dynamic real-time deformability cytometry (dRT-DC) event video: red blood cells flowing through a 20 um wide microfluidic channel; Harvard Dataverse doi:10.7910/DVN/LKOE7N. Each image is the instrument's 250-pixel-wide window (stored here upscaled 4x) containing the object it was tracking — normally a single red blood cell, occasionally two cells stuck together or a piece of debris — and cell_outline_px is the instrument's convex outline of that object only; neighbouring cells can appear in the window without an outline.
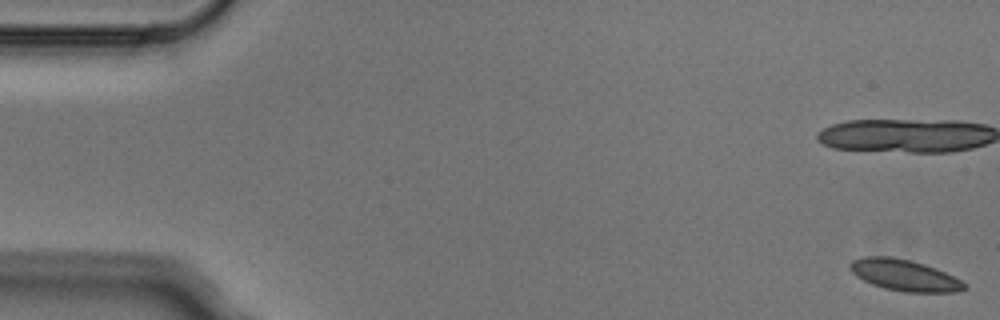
{"species": "Egyptian fruit bat (a non-hibernating species)", "species_latin": "Rousettus aegyptiacus", "temperature_condition": "cold", "stored_images_in_passage": 5, "camera_frame_rate_fps": 3000, "um_per_image_px": 0.085, "animal": {"sex": "male"}, "frame": {"image": 1, "passage_image": 1, "time_ms": 0.0, "image_size_px": [1000, 320], "cell_outline_px": [[968, 288], [960, 292], [904, 292], [884, 288], [872, 284], [856, 276], [848, 268], [848, 264], [852, 260], [864, 256], [892, 256], [924, 264], [936, 268], [960, 280]], "centroid_in_image_um": [76.84, 23.39], "position_along_channel_um": 8.2, "area_um2": 20.87}}